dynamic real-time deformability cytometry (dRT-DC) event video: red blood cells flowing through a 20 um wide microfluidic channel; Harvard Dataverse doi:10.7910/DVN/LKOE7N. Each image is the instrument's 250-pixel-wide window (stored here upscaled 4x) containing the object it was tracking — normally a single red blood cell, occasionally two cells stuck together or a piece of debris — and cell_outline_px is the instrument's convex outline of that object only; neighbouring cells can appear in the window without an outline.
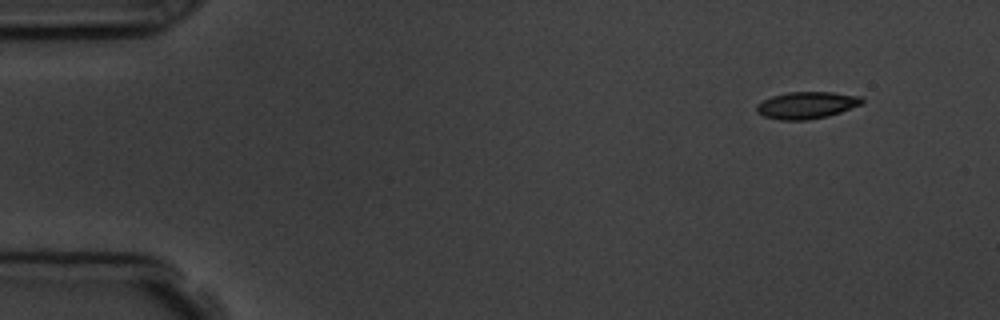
{"species": "common noctule bat (a hibernating species)", "species_latin": "Nyctalus noctula", "temperature_condition": "room temperature", "stored_images_in_passage": 4, "camera_frame_rate_fps": 3000, "um_per_image_px": 0.085, "animal": {"sex": "male", "body_mass_g": 19.5, "forearm_length_mm": 54.6}, "frame": {"image": 1, "passage_image": 1, "time_ms": 0.0, "image_size_px": [1000, 320], "cell_outline_px": [[864, 100], [860, 104], [840, 112], [828, 116], [804, 120], [780, 120], [764, 116], [756, 112], [756, 104], [772, 96], [788, 92], [832, 92], [860, 96]], "centroid_in_image_um": [68.53, 8.94], "position_along_channel_um": 16.5, "area_um2": 16.42}}
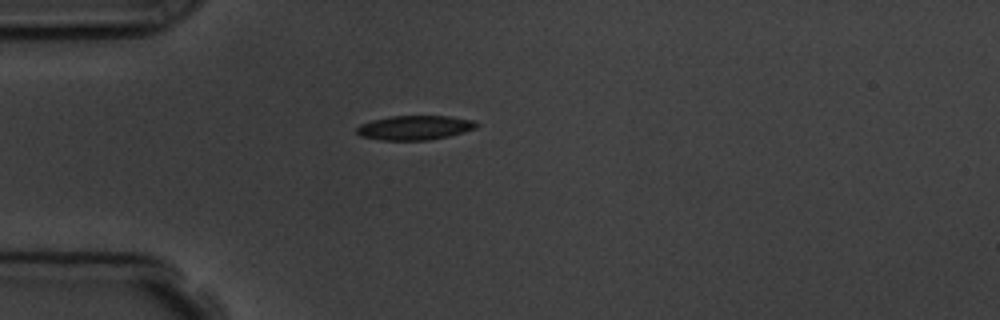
{"frame": {"image": 2, "passage_image": 4, "time_ms": 3.333, "image_size_px": [1000, 320], "cell_outline_px": [[480, 124], [476, 128], [464, 132], [448, 136], [428, 140], [380, 140], [360, 136], [356, 132], [356, 128], [360, 124], [372, 120], [392, 116], [448, 116], [476, 120]], "centroid_in_image_um": [35.27, 10.85], "position_along_channel_um": 49.7, "area_um2": 17.11}}